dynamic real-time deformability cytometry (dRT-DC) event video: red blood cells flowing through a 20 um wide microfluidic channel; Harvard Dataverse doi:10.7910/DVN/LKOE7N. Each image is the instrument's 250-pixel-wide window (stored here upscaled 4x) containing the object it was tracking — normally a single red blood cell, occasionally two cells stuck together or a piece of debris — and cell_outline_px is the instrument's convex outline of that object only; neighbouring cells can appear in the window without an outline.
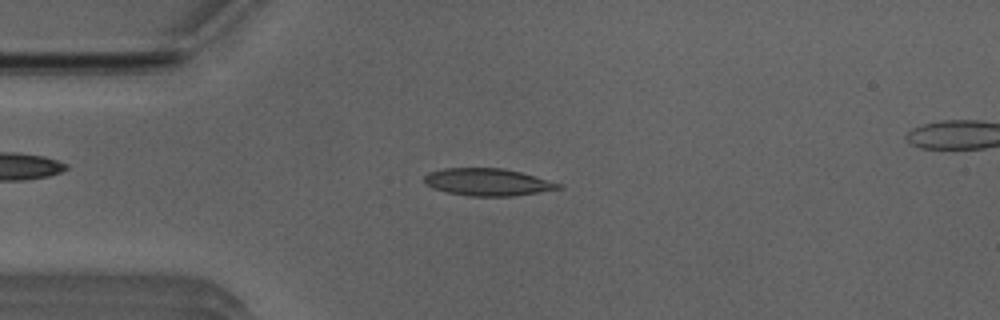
{"species": "Egyptian fruit bat (a non-hibernating species)", "species_latin": "Rousettus aegyptiacus", "temperature_condition": "room temperature", "stored_images_in_passage": 42, "camera_frame_rate_fps": 3000, "um_per_image_px": 0.085, "animal": {"sex": "male"}, "frame": {"image": 1, "passage_image": 3, "time_ms": 0.667, "image_size_px": [1000, 320], "cell_outline_px": [[564, 188], [512, 196], [468, 196], [448, 192], [432, 188], [424, 184], [424, 176], [428, 172], [444, 168], [504, 168], [520, 172], [560, 184]], "centroid_in_image_um": [41.39, 15.47], "position_along_channel_um": 43.6, "area_um2": 21.21}}
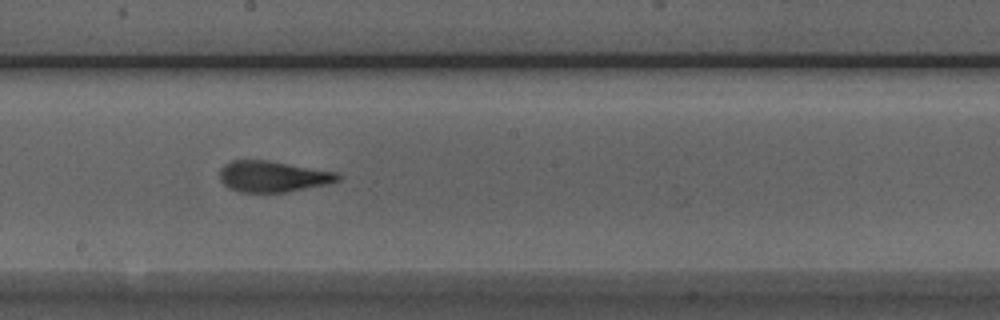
{"frame": {"image": 2, "passage_image": 18, "time_ms": 5.667, "image_size_px": [1000, 320], "cell_outline_px": [[344, 176], [340, 180], [328, 184], [284, 192], [240, 192], [228, 188], [220, 180], [220, 168], [224, 164], [232, 160], [268, 160], [336, 172]], "centroid_in_image_um": [23.19, 14.99], "position_along_channel_um": 225.0, "area_um2": 21.44}}
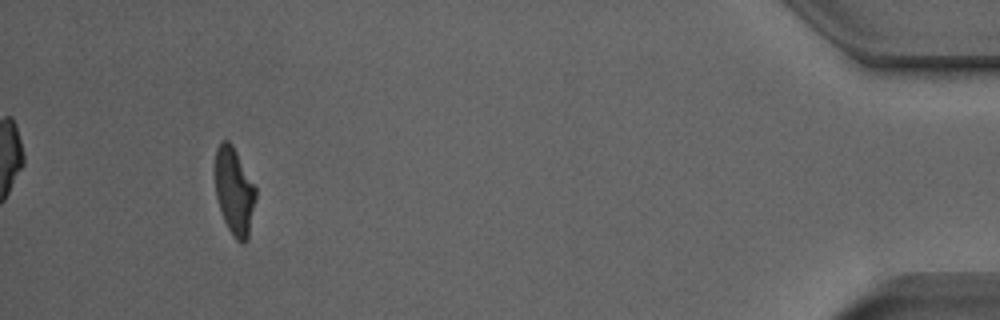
{"frame": {"image": 3, "passage_image": 38, "time_ms": 12.333, "image_size_px": [1000, 320], "cell_outline_px": [[256, 196], [248, 240], [244, 244], [240, 244], [232, 236], [224, 220], [216, 196], [216, 148], [220, 140], [228, 140], [232, 144], [256, 188]], "centroid_in_image_um": [19.93, 16.29], "position_along_channel_um": 415.3, "area_um2": 20.58}, "authors_computed_cell_mechanics": {"area_um2": 21.3571, "velocity_mm_per_s": 3.9779, "shape_relaxation_time_tau1_ms": 6.7951, "shape_relaxation_time_tau2_ms": 1.3904, "deformation_change_tau1": 0.2229, "deformation_change_tau2": 0.0966}}